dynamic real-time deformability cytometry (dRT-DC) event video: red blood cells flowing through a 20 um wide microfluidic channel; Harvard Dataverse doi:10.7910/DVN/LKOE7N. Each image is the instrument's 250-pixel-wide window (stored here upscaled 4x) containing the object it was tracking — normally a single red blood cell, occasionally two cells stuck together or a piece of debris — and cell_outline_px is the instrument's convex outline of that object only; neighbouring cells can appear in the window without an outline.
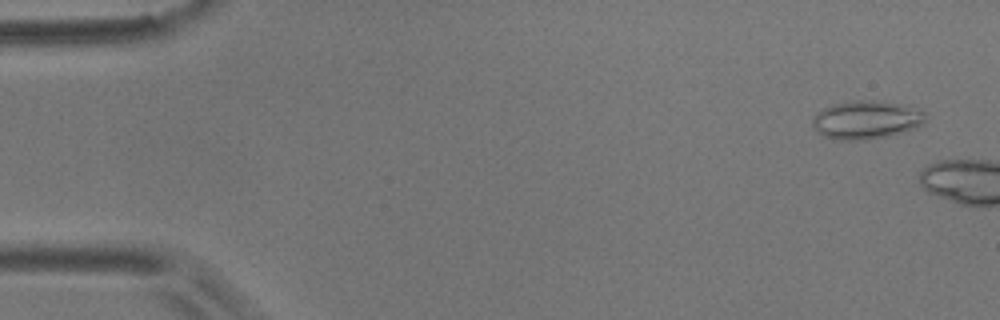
{"species": "common noctule bat (a hibernating species)", "species_latin": "Nyctalus noctula", "temperature_condition": "room temperature", "stored_images_in_passage": 2, "camera_frame_rate_fps": 3000, "um_per_image_px": 0.085, "animal": {"sex": "male", "body_mass_g": 17.9}, "frame": {"image": 1, "passage_image": 1, "time_ms": 0.0, "image_size_px": [1000, 320], "cell_outline_px": [[924, 124], [916, 128], [888, 136], [864, 140], [840, 140], [824, 136], [812, 124], [812, 116], [816, 112], [832, 104], [856, 100], [872, 100], [900, 104], [924, 112]], "centroid_in_image_um": [73.61, 10.19], "position_along_channel_um": 11.4, "area_um2": 25.03}}